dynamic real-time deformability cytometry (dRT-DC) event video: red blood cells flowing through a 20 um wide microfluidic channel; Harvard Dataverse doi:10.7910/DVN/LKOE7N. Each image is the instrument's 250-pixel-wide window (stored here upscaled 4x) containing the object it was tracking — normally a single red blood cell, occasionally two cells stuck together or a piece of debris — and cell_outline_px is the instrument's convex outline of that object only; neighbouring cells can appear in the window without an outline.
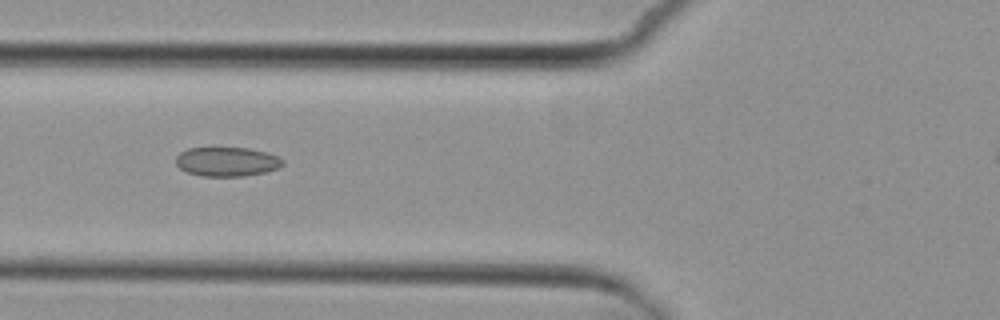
{"species": "common noctule bat (a hibernating species)", "species_latin": "Nyctalus noctula", "temperature_condition": "cold", "stored_images_in_passage": 9, "camera_frame_rate_fps": 3000, "um_per_image_px": 0.085, "animal": {"sex": "female", "body_mass_g": 29.2, "forearm_length_mm": 56.3}, "frame": {"image": 1, "passage_image": 7, "time_ms": 7.0, "image_size_px": [1000, 320], "cell_outline_px": [[284, 164], [276, 168], [264, 172], [244, 176], [200, 176], [188, 172], [180, 168], [176, 164], [176, 156], [180, 152], [188, 148], [248, 148], [268, 152], [280, 156], [284, 160]], "centroid_in_image_um": [19.3, 13.73], "position_along_channel_um": 106.5, "area_um2": 18.26}}
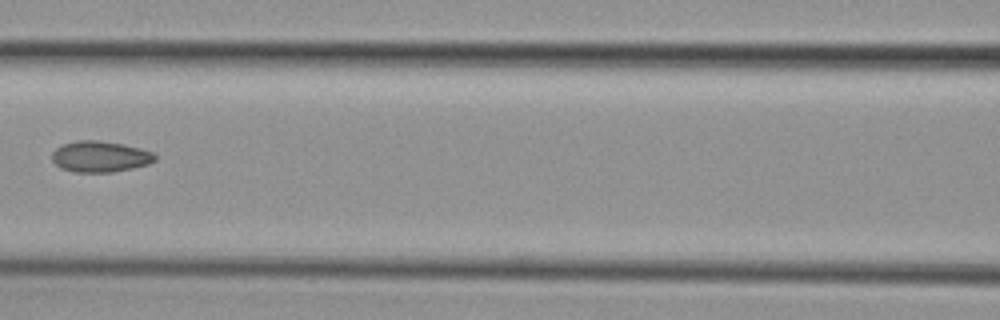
{"frame": {"image": 2, "passage_image": 8, "time_ms": 8.333, "image_size_px": [1000, 320], "cell_outline_px": [[156, 160], [148, 164], [132, 168], [112, 172], [72, 172], [60, 168], [52, 160], [52, 152], [56, 148], [64, 144], [76, 140], [100, 140], [124, 144], [140, 148], [152, 152], [156, 156]], "centroid_in_image_um": [8.5, 13.3], "position_along_channel_um": 158.1, "area_um2": 18.73}}
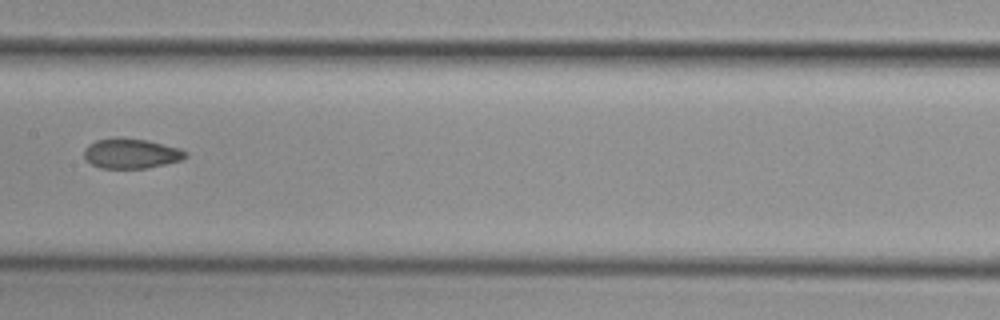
{"frame": {"image": 3, "passage_image": 9, "time_ms": 9.333, "image_size_px": [1000, 320], "cell_outline_px": [[188, 156], [180, 160], [148, 168], [100, 168], [92, 164], [84, 156], [84, 148], [88, 144], [96, 140], [116, 136], [120, 136], [148, 140], [180, 148], [188, 152]], "centroid_in_image_um": [11.14, 13.02], "position_along_channel_um": 196.3, "area_um2": 17.98}}